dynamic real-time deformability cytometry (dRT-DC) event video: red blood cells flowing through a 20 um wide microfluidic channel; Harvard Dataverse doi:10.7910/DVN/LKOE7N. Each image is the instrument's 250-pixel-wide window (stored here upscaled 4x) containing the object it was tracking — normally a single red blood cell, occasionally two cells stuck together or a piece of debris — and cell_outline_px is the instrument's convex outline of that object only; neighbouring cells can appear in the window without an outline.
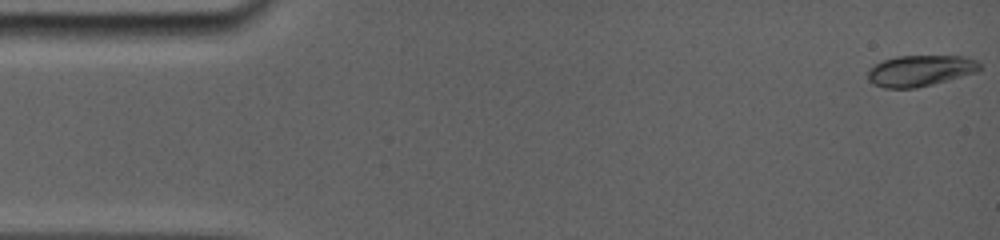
{"species": "common noctule bat (a hibernating species)", "species_latin": "Nyctalus noctula", "temperature_condition": "room temperature", "stored_images_in_passage": 44, "camera_frame_rate_fps": 5000, "um_per_image_px": 0.085, "animal": {"sex": "female", "body_mass_g": 19.0, "forearm_length_mm": 56.7}, "frame": {"image": 1, "passage_image": 1, "time_ms": 0.0, "image_size_px": [1000, 240], "cell_outline_px": [[980, 68], [976, 72], [948, 80], [916, 88], [884, 88], [872, 84], [868, 80], [868, 68], [884, 60], [896, 56], [964, 56], [976, 60], [980, 64]], "centroid_in_image_um": [78.18, 6.01], "position_along_channel_um": 6.8, "area_um2": 20.23}}
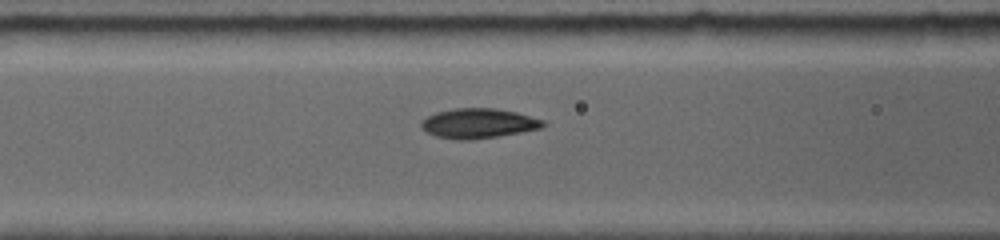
{"frame": {"image": 2, "passage_image": 26, "time_ms": 6.4, "image_size_px": [1000, 240], "cell_outline_px": [[544, 124], [540, 128], [496, 136], [436, 136], [428, 132], [420, 124], [428, 116], [436, 112], [452, 108], [492, 108], [516, 112], [544, 120]], "centroid_in_image_um": [40.7, 10.41], "position_along_channel_um": 125.9, "area_um2": 19.71}}
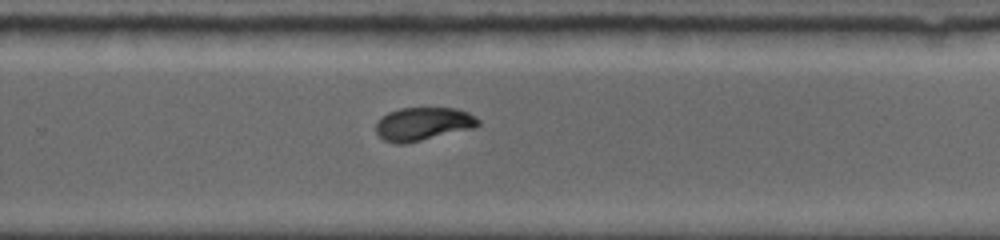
{"frame": {"image": 3, "passage_image": 44, "time_ms": 10.8, "image_size_px": [1000, 240], "cell_outline_px": [[480, 124], [476, 128], [404, 144], [396, 144], [384, 140], [376, 132], [376, 124], [388, 112], [400, 108], [456, 108], [468, 112], [476, 116], [480, 120]], "centroid_in_image_um": [36.01, 10.53], "position_along_channel_um": 293.8, "area_um2": 19.88}}